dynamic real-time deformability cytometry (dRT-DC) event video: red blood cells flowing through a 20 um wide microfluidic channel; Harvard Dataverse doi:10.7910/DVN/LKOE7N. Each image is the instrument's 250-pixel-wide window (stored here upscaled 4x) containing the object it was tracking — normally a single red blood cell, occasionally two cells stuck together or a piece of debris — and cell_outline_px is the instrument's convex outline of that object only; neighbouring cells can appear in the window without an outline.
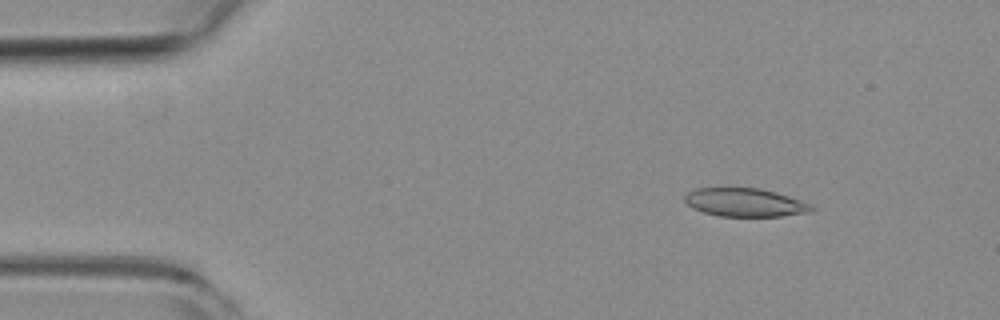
{"species": "common noctule bat (a hibernating species)", "species_latin": "Nyctalus noctula", "temperature_condition": "room temperature", "stored_images_in_passage": 53, "camera_frame_rate_fps": 3000, "um_per_image_px": 0.085, "animal": {"sex": "female", "body_mass_g": 19.3, "forearm_length_mm": 54.1}, "frame": {"image": 1, "passage_image": 7, "time_ms": 2.0, "image_size_px": [1000, 320], "cell_outline_px": [[816, 208], [812, 212], [780, 216], [720, 216], [704, 212], [692, 208], [684, 200], [684, 196], [688, 192], [696, 188], [760, 188], [776, 192], [812, 204]], "centroid_in_image_um": [63.35, 17.21], "position_along_channel_um": 21.6, "area_um2": 20.98}}
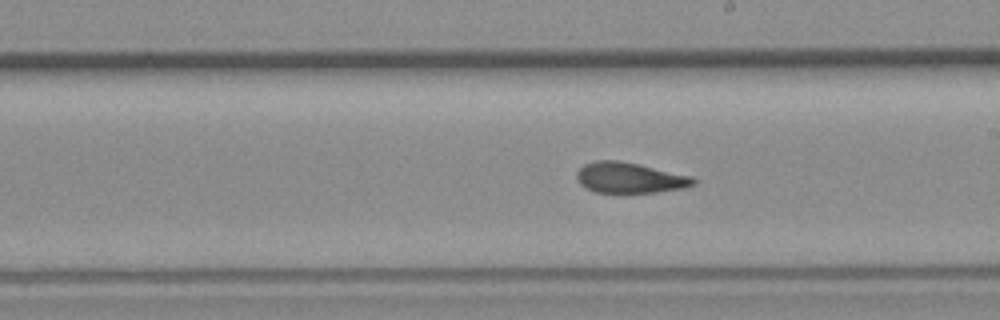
{"frame": {"image": 2, "passage_image": 30, "time_ms": 9.667, "image_size_px": [1000, 320], "cell_outline_px": [[696, 184], [684, 188], [656, 192], [596, 192], [584, 188], [580, 184], [576, 176], [576, 172], [584, 164], [596, 160], [616, 160], [640, 164], [692, 176], [696, 180]], "centroid_in_image_um": [53.52, 15.1], "position_along_channel_um": 235.5, "area_um2": 20.87}}
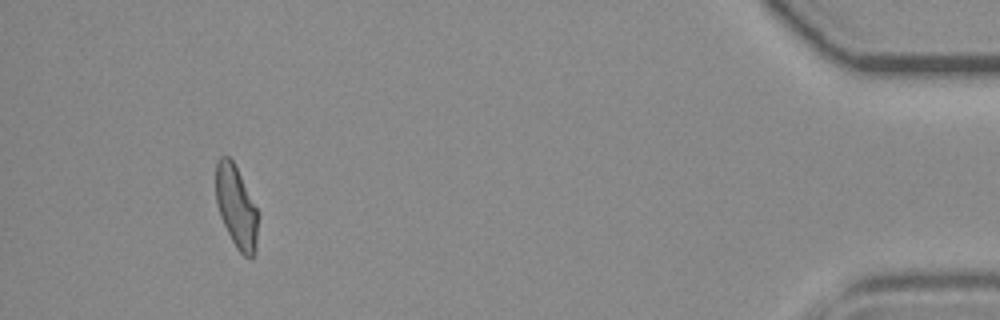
{"frame": {"image": 3, "passage_image": 50, "time_ms": 16.333, "image_size_px": [1000, 320], "cell_outline_px": [[256, 252], [252, 260], [244, 256], [236, 248], [220, 216], [216, 204], [216, 160], [220, 156], [228, 156], [232, 160], [256, 208]], "centroid_in_image_um": [20.05, 17.61], "position_along_channel_um": 415.1, "area_um2": 19.71}}